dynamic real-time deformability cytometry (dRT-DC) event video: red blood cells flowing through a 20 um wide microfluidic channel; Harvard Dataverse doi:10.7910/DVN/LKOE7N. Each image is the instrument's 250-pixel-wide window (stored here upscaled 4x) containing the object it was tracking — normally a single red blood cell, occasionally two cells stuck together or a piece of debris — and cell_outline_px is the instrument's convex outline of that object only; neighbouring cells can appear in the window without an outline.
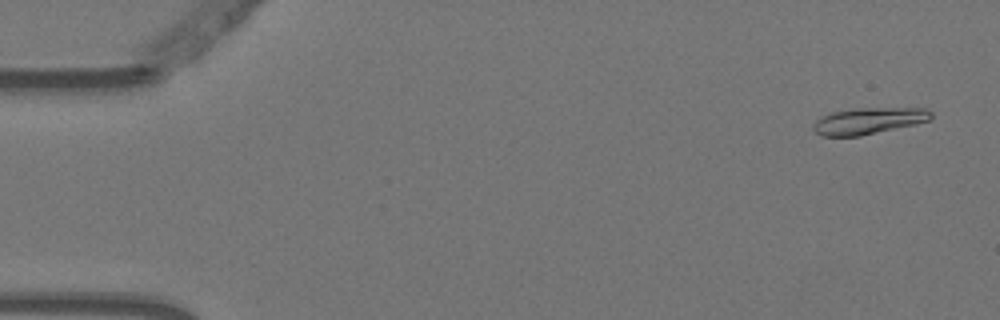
{"species": "Egyptian fruit bat (a non-hibernating species)", "species_latin": "Rousettus aegyptiacus", "temperature_condition": "warm", "stored_images_in_passage": 2, "camera_frame_rate_fps": 3000, "um_per_image_px": 0.085, "animal": {"sex": "female"}, "frame": {"image": 1, "passage_image": 1, "time_ms": 0.0, "image_size_px": [1000, 320], "cell_outline_px": [[932, 116], [928, 120], [916, 124], [860, 136], [820, 136], [812, 128], [816, 120], [820, 116], [832, 112], [852, 108], [924, 108], [932, 112]], "centroid_in_image_um": [73.79, 10.27], "position_along_channel_um": 11.2, "area_um2": 18.21}}
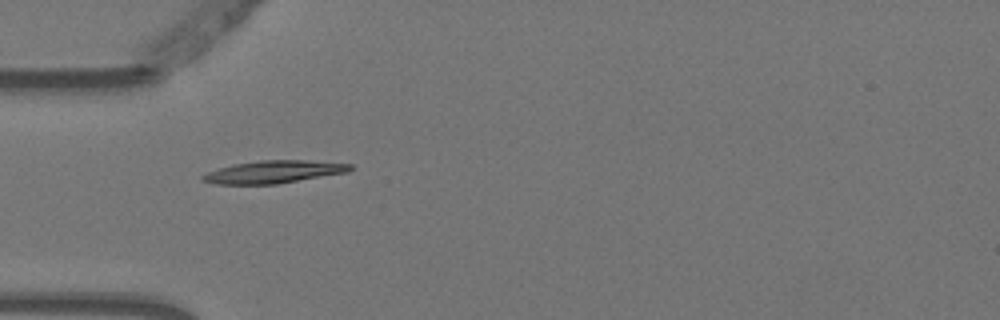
{"frame": {"image": 2, "passage_image": 2, "time_ms": 0.333, "image_size_px": [1000, 320], "cell_outline_px": [[352, 168], [348, 172], [276, 184], [216, 184], [200, 180], [200, 176], [208, 172], [232, 164], [260, 160], [304, 160], [352, 164]], "centroid_in_image_um": [23.23, 14.61], "position_along_channel_um": 61.8, "area_um2": 19.31}}